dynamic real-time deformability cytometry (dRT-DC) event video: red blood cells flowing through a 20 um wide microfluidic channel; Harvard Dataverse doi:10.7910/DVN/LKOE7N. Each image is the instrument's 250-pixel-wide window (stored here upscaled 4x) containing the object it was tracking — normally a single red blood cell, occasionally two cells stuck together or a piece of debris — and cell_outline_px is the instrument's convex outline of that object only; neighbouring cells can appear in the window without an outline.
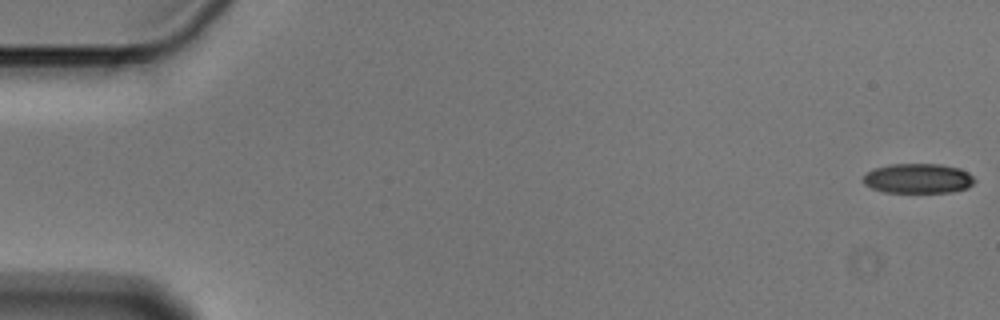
{"species": "Egyptian fruit bat (a non-hibernating species)", "species_latin": "Rousettus aegyptiacus", "temperature_condition": "cold", "stored_images_in_passage": 56, "camera_frame_rate_fps": 3000, "um_per_image_px": 0.085, "animal": {"sex": "male"}, "frame": {"image": 1, "passage_image": 1, "time_ms": 0.0, "image_size_px": [1000, 320], "cell_outline_px": [[976, 180], [968, 188], [952, 192], [884, 192], [872, 188], [864, 184], [860, 180], [868, 172], [876, 168], [888, 164], [940, 164], [960, 168], [968, 172]], "centroid_in_image_um": [78.04, 15.17], "position_along_channel_um": 7.0, "area_um2": 19.42}}
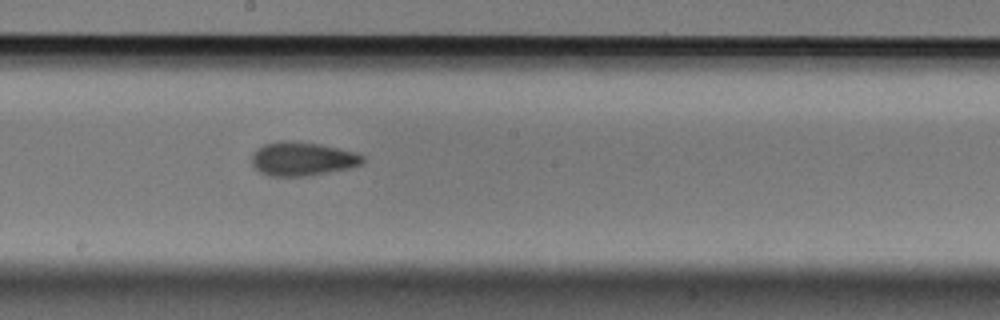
{"frame": {"image": 2, "passage_image": 31, "time_ms": 10.0, "image_size_px": [1000, 320], "cell_outline_px": [[364, 164], [352, 168], [308, 176], [268, 176], [260, 172], [252, 164], [252, 152], [256, 148], [264, 144], [280, 140], [284, 140], [320, 144], [340, 148], [356, 152], [364, 156]], "centroid_in_image_um": [25.72, 13.5], "position_along_channel_um": 222.5, "area_um2": 22.2}}
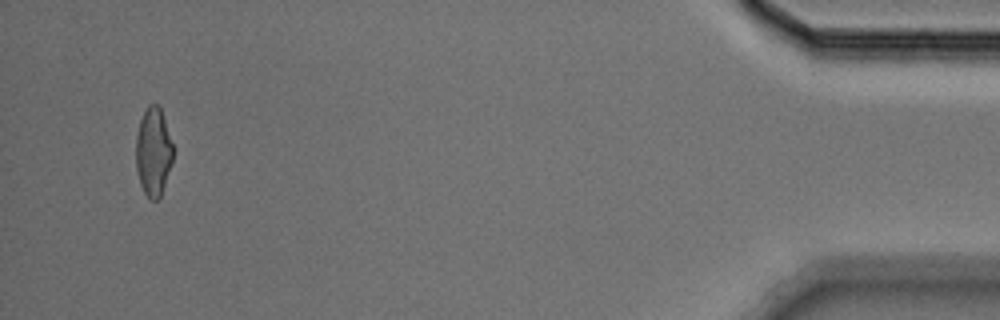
{"frame": {"image": 3, "passage_image": 54, "time_ms": 17.667, "image_size_px": [1000, 320], "cell_outline_px": [[172, 160], [160, 200], [152, 200], [144, 192], [140, 184], [136, 168], [136, 136], [140, 120], [148, 104], [156, 104], [160, 108], [172, 144]], "centroid_in_image_um": [13.01, 12.93], "position_along_channel_um": 422.2, "area_um2": 18.84}, "authors_computed_cell_mechanics": {"area_um2": 20.8369, "velocity_mm_per_s": 3.6053, "shape_relaxation_time_tau1_ms": 7.8867, "shape_relaxation_time_tau2_ms": 3.8262, "deformation_change_tau1": 0.1555, "deformation_change_tau2": 0.1078}}